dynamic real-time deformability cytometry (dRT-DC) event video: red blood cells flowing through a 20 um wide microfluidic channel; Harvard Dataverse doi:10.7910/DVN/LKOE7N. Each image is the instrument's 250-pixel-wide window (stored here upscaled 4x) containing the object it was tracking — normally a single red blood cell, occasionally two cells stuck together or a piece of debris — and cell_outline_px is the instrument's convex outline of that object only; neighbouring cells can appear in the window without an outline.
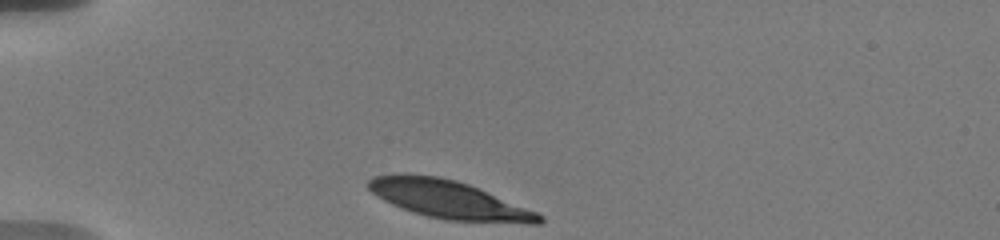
{"species": "human", "species_latin": "Homo sapiens", "temperature_condition": "warm", "stored_images_in_passage": 37, "camera_frame_rate_fps": 3000, "um_per_image_px": 0.085, "donor": {"sex": "male"}, "frame": {"image": 1, "passage_image": 1, "time_ms": 0.0, "image_size_px": [1000, 240], "cell_outline_px": [[544, 220], [540, 224], [528, 224], [444, 220], [412, 212], [392, 204], [376, 196], [364, 184], [372, 176], [400, 172], [404, 172], [440, 176], [456, 180], [468, 184], [536, 212], [544, 216]], "centroid_in_image_um": [38.08, 16.94], "position_along_channel_um": 46.9, "area_um2": 38.32}}
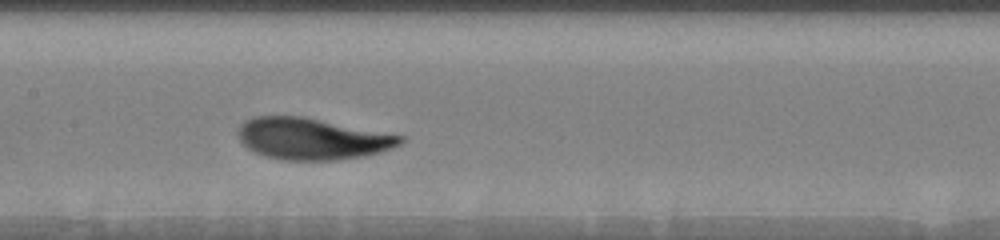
{"frame": {"image": 2, "passage_image": 18, "time_ms": 4.667, "image_size_px": [1000, 240], "cell_outline_px": [[404, 140], [400, 144], [392, 148], [380, 152], [364, 156], [336, 160], [284, 160], [264, 156], [248, 148], [236, 136], [236, 132], [240, 124], [244, 120], [252, 116], [304, 116], [404, 136]], "centroid_in_image_um": [26.49, 11.78], "position_along_channel_um": 180.9, "area_um2": 39.48}}
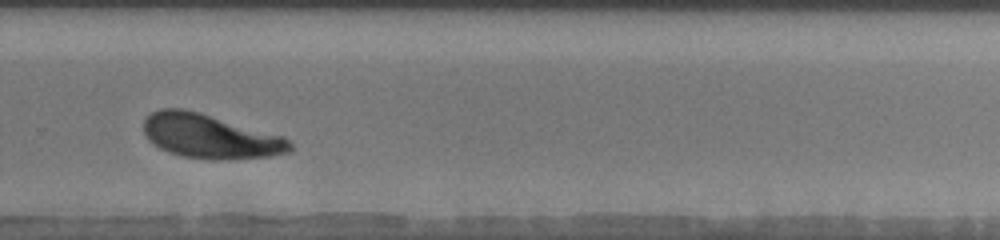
{"frame": {"image": 3, "passage_image": 33, "time_ms": 8.333, "image_size_px": [1000, 240], "cell_outline_px": [[292, 152], [268, 156], [220, 160], [216, 160], [184, 156], [168, 152], [152, 144], [148, 140], [144, 132], [144, 120], [152, 112], [160, 108], [184, 108], [200, 112], [284, 136], [292, 144]], "centroid_in_image_um": [17.85, 11.58], "position_along_channel_um": 311.9, "area_um2": 37.74}}